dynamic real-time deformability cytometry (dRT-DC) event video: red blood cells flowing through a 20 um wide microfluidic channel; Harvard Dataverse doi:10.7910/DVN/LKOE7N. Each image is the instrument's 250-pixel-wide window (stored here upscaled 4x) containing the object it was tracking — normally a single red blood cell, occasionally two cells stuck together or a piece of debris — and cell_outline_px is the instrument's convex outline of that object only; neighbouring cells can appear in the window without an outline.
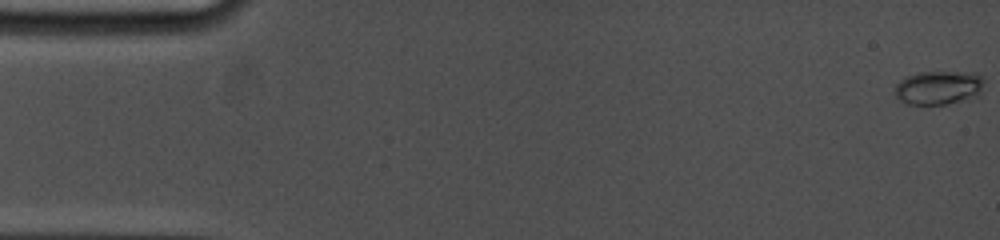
{"species": "common noctule bat (a hibernating species)", "species_latin": "Nyctalus noctula", "temperature_condition": "cold", "stored_images_in_passage": 41, "camera_frame_rate_fps": 5000, "um_per_image_px": 0.085, "animal": {"sex": "female", "body_mass_g": 19.0, "forearm_length_mm": 53.3}, "frame": {"image": 1, "passage_image": 1, "time_ms": 0.0, "image_size_px": [1000, 240], "cell_outline_px": [[984, 80], [980, 96], [944, 104], [908, 104], [900, 100], [896, 96], [892, 88], [900, 80], [908, 76], [920, 72], [976, 72], [984, 76]], "centroid_in_image_um": [79.8, 7.44], "position_along_channel_um": 5.2, "area_um2": 17.8}}
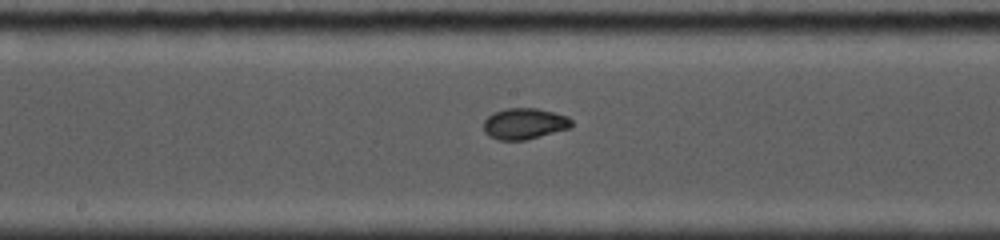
{"frame": {"image": 2, "passage_image": 24, "time_ms": 9.0, "image_size_px": [1000, 240], "cell_outline_px": [[572, 128], [524, 140], [500, 140], [484, 132], [484, 120], [492, 112], [504, 108], [536, 108], [568, 116], [572, 120]], "centroid_in_image_um": [44.59, 10.5], "position_along_channel_um": 203.6, "area_um2": 15.95}}
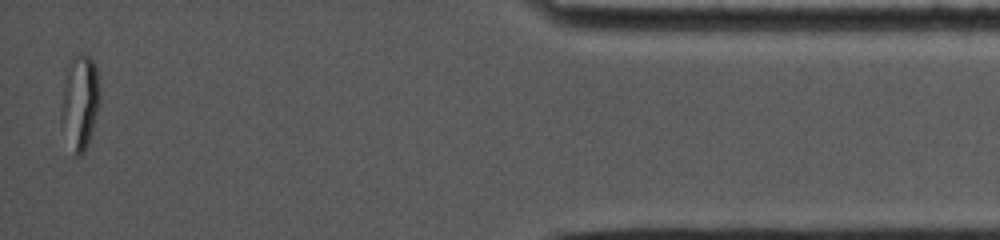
{"frame": {"image": 3, "passage_image": 41, "time_ms": 16.4, "image_size_px": [1000, 240], "cell_outline_px": [[100, 92], [96, 112], [88, 144], [84, 152], [80, 156], [72, 156], [60, 116], [60, 112], [64, 88], [72, 56], [80, 52], [84, 52], [96, 64]], "centroid_in_image_um": [6.79, 8.7], "position_along_channel_um": 428.4, "area_um2": 20.92}, "authors_computed_cell_mechanics": {"area_um2": 16.184, "velocity_mm_per_s": 3.7919, "shape_relaxation_time_tau1_ms": 8.7112, "shape_relaxation_time_tau2_ms": 0.88, "deformation_change_tau1": 0.1989, "deformation_change_tau2": 0.039}}